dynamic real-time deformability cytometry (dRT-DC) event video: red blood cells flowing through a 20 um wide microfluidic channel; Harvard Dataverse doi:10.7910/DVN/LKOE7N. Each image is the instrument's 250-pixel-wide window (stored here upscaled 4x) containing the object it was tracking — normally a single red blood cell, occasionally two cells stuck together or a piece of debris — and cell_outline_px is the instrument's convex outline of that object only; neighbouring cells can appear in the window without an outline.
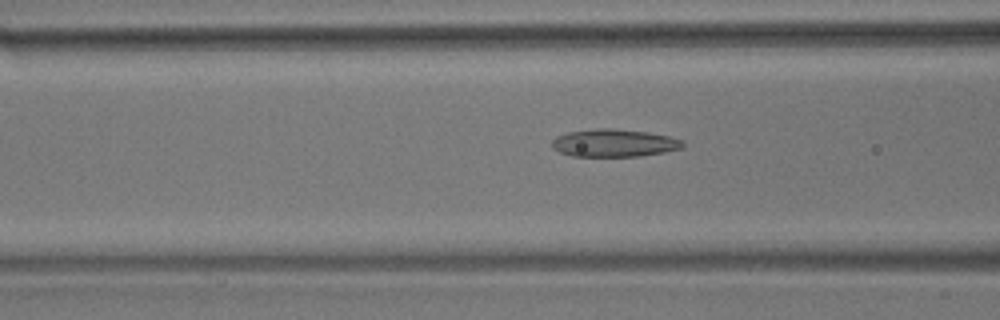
{"species": "common noctule bat (a hibernating species)", "species_latin": "Nyctalus noctula", "temperature_condition": "room temperature", "stored_images_in_passage": 40, "camera_frame_rate_fps": 3000, "um_per_image_px": 0.085, "animal": {"sex": "male", "body_mass_g": 17.9}, "frame": {"image": 1, "passage_image": 17, "time_ms": 5.333, "image_size_px": [1000, 320], "cell_outline_px": [[684, 144], [680, 148], [664, 152], [640, 156], [572, 156], [560, 152], [552, 148], [552, 140], [556, 136], [568, 132], [600, 128], [608, 128], [648, 132], [668, 136], [684, 140]], "centroid_in_image_um": [52.18, 12.15], "position_along_channel_um": 114.4, "area_um2": 20.98}}
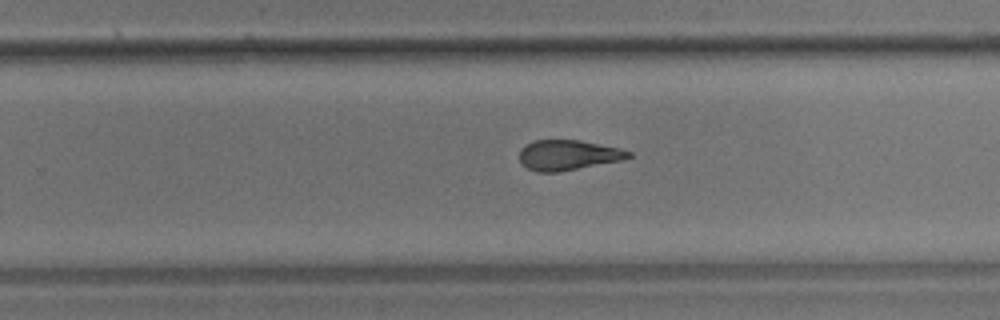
{"frame": {"image": 2, "passage_image": 31, "time_ms": 10.0, "image_size_px": [1000, 320], "cell_outline_px": [[632, 156], [620, 160], [556, 172], [536, 172], [520, 164], [520, 148], [532, 140], [580, 140], [620, 148], [632, 152]], "centroid_in_image_um": [48.24, 13.17], "position_along_channel_um": 281.6, "area_um2": 19.07}}
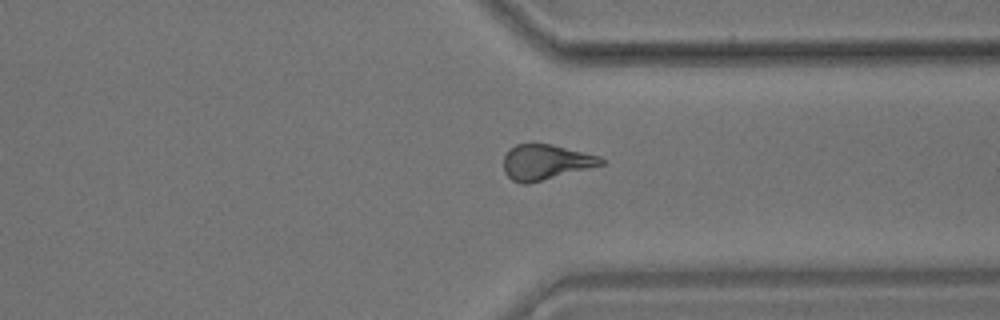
{"frame": {"image": 3, "passage_image": 38, "time_ms": 12.333, "image_size_px": [1000, 320], "cell_outline_px": [[604, 164], [528, 184], [524, 184], [512, 180], [504, 172], [504, 156], [516, 144], [552, 144], [600, 156], [604, 160]], "centroid_in_image_um": [46.38, 13.78], "position_along_channel_um": 365.0, "area_um2": 19.77}}